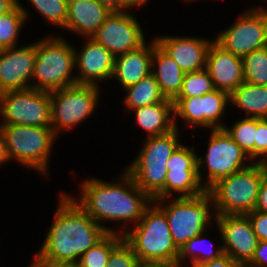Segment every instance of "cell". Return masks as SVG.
Returning <instances> with one entry per match:
<instances>
[{"label":"cell","instance_id":"1","mask_svg":"<svg viewBox=\"0 0 267 267\" xmlns=\"http://www.w3.org/2000/svg\"><path fill=\"white\" fill-rule=\"evenodd\" d=\"M114 178L112 182L96 177L85 179L79 184L80 196L72 198L107 232L124 235L129 224L138 223L153 199L136 185L125 169ZM106 221L120 222L122 227L108 228L104 225Z\"/></svg>","mask_w":267,"mask_h":267},{"label":"cell","instance_id":"2","mask_svg":"<svg viewBox=\"0 0 267 267\" xmlns=\"http://www.w3.org/2000/svg\"><path fill=\"white\" fill-rule=\"evenodd\" d=\"M58 198L53 223L35 254L43 261L55 265H75L80 256L108 232L68 192L61 191Z\"/></svg>","mask_w":267,"mask_h":267},{"label":"cell","instance_id":"3","mask_svg":"<svg viewBox=\"0 0 267 267\" xmlns=\"http://www.w3.org/2000/svg\"><path fill=\"white\" fill-rule=\"evenodd\" d=\"M123 238L140 263H165L177 267L179 249L173 242L165 212L154 201L133 228L128 226Z\"/></svg>","mask_w":267,"mask_h":267},{"label":"cell","instance_id":"4","mask_svg":"<svg viewBox=\"0 0 267 267\" xmlns=\"http://www.w3.org/2000/svg\"><path fill=\"white\" fill-rule=\"evenodd\" d=\"M178 134L179 128H175L163 135L144 138L141 150L124 168L153 200L165 199L166 163L181 144Z\"/></svg>","mask_w":267,"mask_h":267},{"label":"cell","instance_id":"5","mask_svg":"<svg viewBox=\"0 0 267 267\" xmlns=\"http://www.w3.org/2000/svg\"><path fill=\"white\" fill-rule=\"evenodd\" d=\"M73 46L61 35H47L41 40L37 39L32 89L50 92L76 84Z\"/></svg>","mask_w":267,"mask_h":267},{"label":"cell","instance_id":"6","mask_svg":"<svg viewBox=\"0 0 267 267\" xmlns=\"http://www.w3.org/2000/svg\"><path fill=\"white\" fill-rule=\"evenodd\" d=\"M153 201L165 212L173 242L178 249L216 224L214 222L217 215L211 212L215 211V206L209 191L195 197H173Z\"/></svg>","mask_w":267,"mask_h":267},{"label":"cell","instance_id":"7","mask_svg":"<svg viewBox=\"0 0 267 267\" xmlns=\"http://www.w3.org/2000/svg\"><path fill=\"white\" fill-rule=\"evenodd\" d=\"M267 174L266 163H253L248 168L219 180L208 191L216 215L248 214L256 207L259 187Z\"/></svg>","mask_w":267,"mask_h":267},{"label":"cell","instance_id":"8","mask_svg":"<svg viewBox=\"0 0 267 267\" xmlns=\"http://www.w3.org/2000/svg\"><path fill=\"white\" fill-rule=\"evenodd\" d=\"M10 160L43 176L49 175L53 144L57 140L53 128L26 125H0Z\"/></svg>","mask_w":267,"mask_h":267},{"label":"cell","instance_id":"9","mask_svg":"<svg viewBox=\"0 0 267 267\" xmlns=\"http://www.w3.org/2000/svg\"><path fill=\"white\" fill-rule=\"evenodd\" d=\"M209 132L205 155L197 157L198 176L207 191L219 180L242 171L254 163L225 129H211Z\"/></svg>","mask_w":267,"mask_h":267},{"label":"cell","instance_id":"10","mask_svg":"<svg viewBox=\"0 0 267 267\" xmlns=\"http://www.w3.org/2000/svg\"><path fill=\"white\" fill-rule=\"evenodd\" d=\"M100 88L75 84L50 91L51 125L57 136L89 119L100 104Z\"/></svg>","mask_w":267,"mask_h":267},{"label":"cell","instance_id":"11","mask_svg":"<svg viewBox=\"0 0 267 267\" xmlns=\"http://www.w3.org/2000/svg\"><path fill=\"white\" fill-rule=\"evenodd\" d=\"M0 125L52 128L50 92L36 89L0 94Z\"/></svg>","mask_w":267,"mask_h":267},{"label":"cell","instance_id":"12","mask_svg":"<svg viewBox=\"0 0 267 267\" xmlns=\"http://www.w3.org/2000/svg\"><path fill=\"white\" fill-rule=\"evenodd\" d=\"M267 4V0L265 2ZM267 6V5H265ZM246 9L234 23L223 29L215 41L226 51L243 57L253 51L267 47V7Z\"/></svg>","mask_w":267,"mask_h":267},{"label":"cell","instance_id":"13","mask_svg":"<svg viewBox=\"0 0 267 267\" xmlns=\"http://www.w3.org/2000/svg\"><path fill=\"white\" fill-rule=\"evenodd\" d=\"M229 103V94L218 89L199 97L176 98L173 101L175 128L180 118L186 129H224L226 124L222 119Z\"/></svg>","mask_w":267,"mask_h":267},{"label":"cell","instance_id":"14","mask_svg":"<svg viewBox=\"0 0 267 267\" xmlns=\"http://www.w3.org/2000/svg\"><path fill=\"white\" fill-rule=\"evenodd\" d=\"M194 147L181 143L168 159L165 198L195 197L207 191L198 176V152Z\"/></svg>","mask_w":267,"mask_h":267},{"label":"cell","instance_id":"15","mask_svg":"<svg viewBox=\"0 0 267 267\" xmlns=\"http://www.w3.org/2000/svg\"><path fill=\"white\" fill-rule=\"evenodd\" d=\"M132 10L112 12L92 38L115 57L136 50L146 43L145 32Z\"/></svg>","mask_w":267,"mask_h":267},{"label":"cell","instance_id":"16","mask_svg":"<svg viewBox=\"0 0 267 267\" xmlns=\"http://www.w3.org/2000/svg\"><path fill=\"white\" fill-rule=\"evenodd\" d=\"M215 223L223 253L241 267L245 266L252 259L259 241L248 215H217Z\"/></svg>","mask_w":267,"mask_h":267},{"label":"cell","instance_id":"17","mask_svg":"<svg viewBox=\"0 0 267 267\" xmlns=\"http://www.w3.org/2000/svg\"><path fill=\"white\" fill-rule=\"evenodd\" d=\"M36 41L0 49V94L32 88Z\"/></svg>","mask_w":267,"mask_h":267},{"label":"cell","instance_id":"18","mask_svg":"<svg viewBox=\"0 0 267 267\" xmlns=\"http://www.w3.org/2000/svg\"><path fill=\"white\" fill-rule=\"evenodd\" d=\"M83 40L86 42L80 50L74 47L76 84L101 87L102 81H110L112 78L115 56L93 38Z\"/></svg>","mask_w":267,"mask_h":267},{"label":"cell","instance_id":"19","mask_svg":"<svg viewBox=\"0 0 267 267\" xmlns=\"http://www.w3.org/2000/svg\"><path fill=\"white\" fill-rule=\"evenodd\" d=\"M157 45L181 68L184 73L206 68L208 50L215 38L159 35Z\"/></svg>","mask_w":267,"mask_h":267},{"label":"cell","instance_id":"20","mask_svg":"<svg viewBox=\"0 0 267 267\" xmlns=\"http://www.w3.org/2000/svg\"><path fill=\"white\" fill-rule=\"evenodd\" d=\"M206 69L215 89L229 95L245 82L242 57L226 51L215 40L208 50Z\"/></svg>","mask_w":267,"mask_h":267},{"label":"cell","instance_id":"21","mask_svg":"<svg viewBox=\"0 0 267 267\" xmlns=\"http://www.w3.org/2000/svg\"><path fill=\"white\" fill-rule=\"evenodd\" d=\"M111 13L98 0H68L63 29L82 38H92Z\"/></svg>","mask_w":267,"mask_h":267},{"label":"cell","instance_id":"22","mask_svg":"<svg viewBox=\"0 0 267 267\" xmlns=\"http://www.w3.org/2000/svg\"><path fill=\"white\" fill-rule=\"evenodd\" d=\"M153 51L154 39L136 50L115 57L112 79L115 78L122 90L137 84L151 73Z\"/></svg>","mask_w":267,"mask_h":267},{"label":"cell","instance_id":"23","mask_svg":"<svg viewBox=\"0 0 267 267\" xmlns=\"http://www.w3.org/2000/svg\"><path fill=\"white\" fill-rule=\"evenodd\" d=\"M165 99L174 101L181 92L185 73L158 45L154 38L152 71Z\"/></svg>","mask_w":267,"mask_h":267},{"label":"cell","instance_id":"24","mask_svg":"<svg viewBox=\"0 0 267 267\" xmlns=\"http://www.w3.org/2000/svg\"><path fill=\"white\" fill-rule=\"evenodd\" d=\"M135 123L145 131L146 138L169 133L175 129L173 101L163 102L130 110Z\"/></svg>","mask_w":267,"mask_h":267},{"label":"cell","instance_id":"25","mask_svg":"<svg viewBox=\"0 0 267 267\" xmlns=\"http://www.w3.org/2000/svg\"><path fill=\"white\" fill-rule=\"evenodd\" d=\"M229 102L245 117L267 118V86L243 82L229 95Z\"/></svg>","mask_w":267,"mask_h":267},{"label":"cell","instance_id":"26","mask_svg":"<svg viewBox=\"0 0 267 267\" xmlns=\"http://www.w3.org/2000/svg\"><path fill=\"white\" fill-rule=\"evenodd\" d=\"M124 90L125 96L122 100L126 111L153 105L165 100L158 82L152 73L144 77L137 84L131 85Z\"/></svg>","mask_w":267,"mask_h":267},{"label":"cell","instance_id":"27","mask_svg":"<svg viewBox=\"0 0 267 267\" xmlns=\"http://www.w3.org/2000/svg\"><path fill=\"white\" fill-rule=\"evenodd\" d=\"M206 232L207 231L193 237L179 249L177 267H183L185 265L184 263H187L188 261L189 264L185 265V267L212 261L224 254L220 244L215 248L214 246H211L213 242H209L211 239L207 240V237H205L207 236ZM207 242L209 243L206 244Z\"/></svg>","mask_w":267,"mask_h":267},{"label":"cell","instance_id":"28","mask_svg":"<svg viewBox=\"0 0 267 267\" xmlns=\"http://www.w3.org/2000/svg\"><path fill=\"white\" fill-rule=\"evenodd\" d=\"M29 16L20 0L11 11L0 15V49L18 46L21 30L29 20Z\"/></svg>","mask_w":267,"mask_h":267},{"label":"cell","instance_id":"29","mask_svg":"<svg viewBox=\"0 0 267 267\" xmlns=\"http://www.w3.org/2000/svg\"><path fill=\"white\" fill-rule=\"evenodd\" d=\"M123 235L108 232L99 242L82 254L77 267H106L111 251L123 240Z\"/></svg>","mask_w":267,"mask_h":267},{"label":"cell","instance_id":"30","mask_svg":"<svg viewBox=\"0 0 267 267\" xmlns=\"http://www.w3.org/2000/svg\"><path fill=\"white\" fill-rule=\"evenodd\" d=\"M237 120L228 126L231 128L225 126L224 129L255 163L257 117H241Z\"/></svg>","mask_w":267,"mask_h":267},{"label":"cell","instance_id":"31","mask_svg":"<svg viewBox=\"0 0 267 267\" xmlns=\"http://www.w3.org/2000/svg\"><path fill=\"white\" fill-rule=\"evenodd\" d=\"M242 62L246 83L267 86V47L243 56Z\"/></svg>","mask_w":267,"mask_h":267},{"label":"cell","instance_id":"32","mask_svg":"<svg viewBox=\"0 0 267 267\" xmlns=\"http://www.w3.org/2000/svg\"><path fill=\"white\" fill-rule=\"evenodd\" d=\"M215 90L208 70L185 73L181 92L177 98L199 97Z\"/></svg>","mask_w":267,"mask_h":267},{"label":"cell","instance_id":"33","mask_svg":"<svg viewBox=\"0 0 267 267\" xmlns=\"http://www.w3.org/2000/svg\"><path fill=\"white\" fill-rule=\"evenodd\" d=\"M28 2L48 24L64 28L68 0H28Z\"/></svg>","mask_w":267,"mask_h":267},{"label":"cell","instance_id":"34","mask_svg":"<svg viewBox=\"0 0 267 267\" xmlns=\"http://www.w3.org/2000/svg\"><path fill=\"white\" fill-rule=\"evenodd\" d=\"M139 260L131 246L123 239L110 254L106 267H137Z\"/></svg>","mask_w":267,"mask_h":267},{"label":"cell","instance_id":"35","mask_svg":"<svg viewBox=\"0 0 267 267\" xmlns=\"http://www.w3.org/2000/svg\"><path fill=\"white\" fill-rule=\"evenodd\" d=\"M255 163L267 164V118H257Z\"/></svg>","mask_w":267,"mask_h":267},{"label":"cell","instance_id":"36","mask_svg":"<svg viewBox=\"0 0 267 267\" xmlns=\"http://www.w3.org/2000/svg\"><path fill=\"white\" fill-rule=\"evenodd\" d=\"M259 241L267 240V213L252 211L247 214Z\"/></svg>","mask_w":267,"mask_h":267},{"label":"cell","instance_id":"37","mask_svg":"<svg viewBox=\"0 0 267 267\" xmlns=\"http://www.w3.org/2000/svg\"><path fill=\"white\" fill-rule=\"evenodd\" d=\"M245 267H267V240L258 241L254 255Z\"/></svg>","mask_w":267,"mask_h":267},{"label":"cell","instance_id":"38","mask_svg":"<svg viewBox=\"0 0 267 267\" xmlns=\"http://www.w3.org/2000/svg\"><path fill=\"white\" fill-rule=\"evenodd\" d=\"M190 267H241L227 254L221 255L218 259L212 261L203 262Z\"/></svg>","mask_w":267,"mask_h":267},{"label":"cell","instance_id":"39","mask_svg":"<svg viewBox=\"0 0 267 267\" xmlns=\"http://www.w3.org/2000/svg\"><path fill=\"white\" fill-rule=\"evenodd\" d=\"M103 6L108 8L111 12H124L133 10L134 7L128 0H98Z\"/></svg>","mask_w":267,"mask_h":267},{"label":"cell","instance_id":"40","mask_svg":"<svg viewBox=\"0 0 267 267\" xmlns=\"http://www.w3.org/2000/svg\"><path fill=\"white\" fill-rule=\"evenodd\" d=\"M254 211L267 213V174L263 177L259 187L256 207Z\"/></svg>","mask_w":267,"mask_h":267},{"label":"cell","instance_id":"41","mask_svg":"<svg viewBox=\"0 0 267 267\" xmlns=\"http://www.w3.org/2000/svg\"><path fill=\"white\" fill-rule=\"evenodd\" d=\"M10 162V157L8 155L7 147H6V142L3 134L0 132V166L4 163Z\"/></svg>","mask_w":267,"mask_h":267},{"label":"cell","instance_id":"42","mask_svg":"<svg viewBox=\"0 0 267 267\" xmlns=\"http://www.w3.org/2000/svg\"><path fill=\"white\" fill-rule=\"evenodd\" d=\"M18 4V0H0V15L11 11Z\"/></svg>","mask_w":267,"mask_h":267},{"label":"cell","instance_id":"43","mask_svg":"<svg viewBox=\"0 0 267 267\" xmlns=\"http://www.w3.org/2000/svg\"><path fill=\"white\" fill-rule=\"evenodd\" d=\"M34 255L35 256H33L34 258L31 261V265H29L28 267H56L55 264L43 261L36 254Z\"/></svg>","mask_w":267,"mask_h":267},{"label":"cell","instance_id":"44","mask_svg":"<svg viewBox=\"0 0 267 267\" xmlns=\"http://www.w3.org/2000/svg\"><path fill=\"white\" fill-rule=\"evenodd\" d=\"M137 267H174L165 263H139Z\"/></svg>","mask_w":267,"mask_h":267},{"label":"cell","instance_id":"45","mask_svg":"<svg viewBox=\"0 0 267 267\" xmlns=\"http://www.w3.org/2000/svg\"><path fill=\"white\" fill-rule=\"evenodd\" d=\"M134 7H139L140 6L144 7L145 4L149 3L150 0H128Z\"/></svg>","mask_w":267,"mask_h":267},{"label":"cell","instance_id":"46","mask_svg":"<svg viewBox=\"0 0 267 267\" xmlns=\"http://www.w3.org/2000/svg\"><path fill=\"white\" fill-rule=\"evenodd\" d=\"M56 267H77V266L71 264H64V265H56Z\"/></svg>","mask_w":267,"mask_h":267},{"label":"cell","instance_id":"47","mask_svg":"<svg viewBox=\"0 0 267 267\" xmlns=\"http://www.w3.org/2000/svg\"><path fill=\"white\" fill-rule=\"evenodd\" d=\"M189 1V2H188ZM193 1H197V0H185V2L187 3L188 2V4L190 3V2H193Z\"/></svg>","mask_w":267,"mask_h":267}]
</instances>
